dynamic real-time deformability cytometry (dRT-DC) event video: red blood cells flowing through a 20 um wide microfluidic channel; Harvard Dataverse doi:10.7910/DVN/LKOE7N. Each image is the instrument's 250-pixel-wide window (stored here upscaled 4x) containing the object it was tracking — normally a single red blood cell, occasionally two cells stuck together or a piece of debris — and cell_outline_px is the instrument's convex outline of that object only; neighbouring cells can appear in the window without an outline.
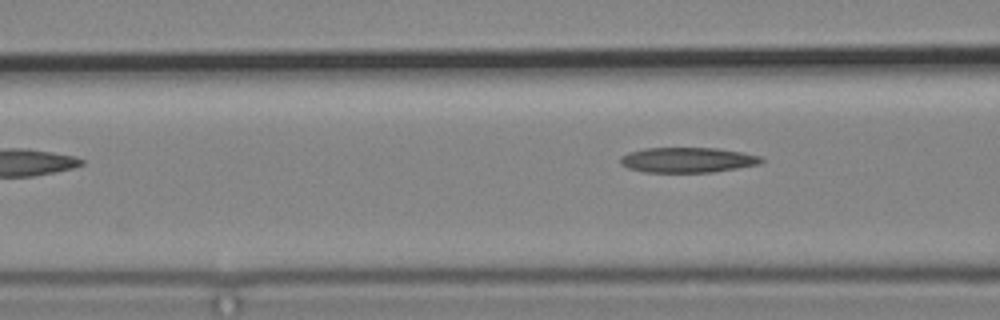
{"species": "common noctule bat (a hibernating species)", "species_latin": "Nyctalus noctula", "temperature_condition": "cold", "stored_images_in_passage": 6, "segment_of_instrument_passage": [2, 2], "camera_frame_rate_fps": 3000, "um_per_image_px": 0.085, "animal": {"sex": "male", "body_mass_g": 19.2, "forearm_length_mm": 51.8}, "frame": {"image": 1, "passage_image": 6, "time_ms": 6.667, "image_size_px": [1000, 320], "cell_outline_px": [[764, 160], [760, 164], [712, 172], [644, 172], [628, 168], [620, 164], [620, 156], [628, 152], [644, 148], [716, 148], [744, 152], [764, 156]], "centroid_in_image_um": [58.45, 13.59], "position_along_channel_um": 108.1, "area_um2": 20.87}}